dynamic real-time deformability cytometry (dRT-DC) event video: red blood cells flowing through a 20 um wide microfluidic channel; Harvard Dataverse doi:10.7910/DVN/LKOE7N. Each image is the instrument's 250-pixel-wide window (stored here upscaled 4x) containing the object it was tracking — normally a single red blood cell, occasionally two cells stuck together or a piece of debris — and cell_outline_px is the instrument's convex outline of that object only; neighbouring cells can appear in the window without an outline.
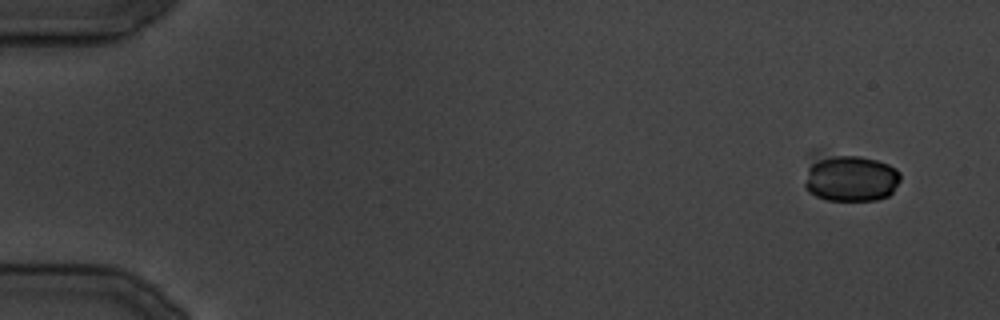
{"species": "common noctule bat (a hibernating species)", "species_latin": "Nyctalus noctula", "temperature_condition": "cold", "stored_images_in_passage": 34, "camera_frame_rate_fps": 3000, "um_per_image_px": 0.085, "animal": {"sex": "male", "body_mass_g": 19.5, "forearm_length_mm": 54.6}, "frame": {"image": 1, "passage_image": 1, "time_ms": 0.0, "image_size_px": [1000, 320], "cell_outline_px": [[900, 180], [892, 192], [888, 196], [876, 200], [824, 200], [808, 192], [804, 188], [804, 184], [808, 152], [812, 148], [820, 148], [860, 156], [876, 160], [888, 164], [896, 168], [900, 172]], "centroid_in_image_um": [72.09, 15.0], "position_along_channel_um": 12.9, "area_um2": 28.32}}
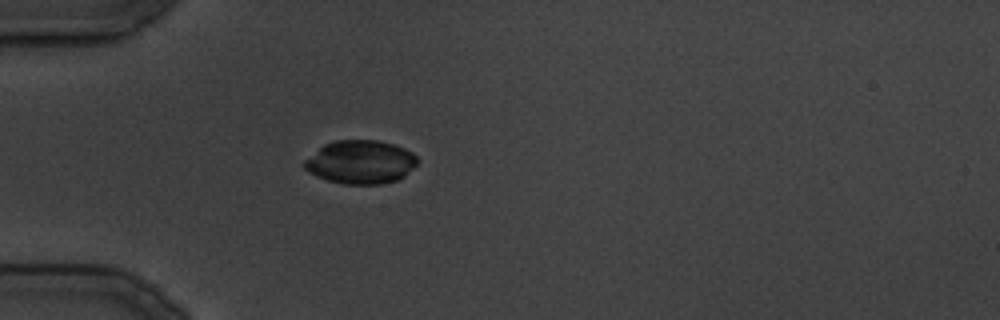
{"frame": {"image": 2, "passage_image": 9, "time_ms": 10.333, "image_size_px": [1000, 320], "cell_outline_px": [[420, 160], [404, 176], [396, 180], [380, 184], [344, 184], [328, 180], [316, 176], [308, 172], [300, 164], [304, 160], [324, 144], [336, 140], [380, 140], [404, 148], [412, 152]], "centroid_in_image_um": [30.62, 13.77], "position_along_channel_um": 54.4, "area_um2": 28.73}}
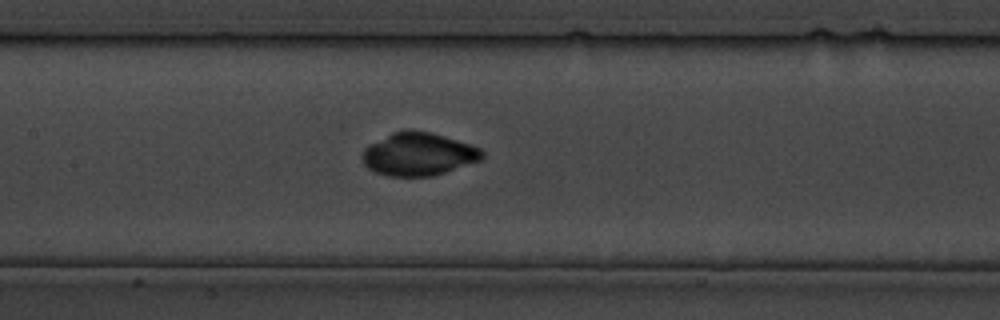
{"frame": {"image": 3, "passage_image": 16, "time_ms": 18.333, "image_size_px": [1000, 320], "cell_outline_px": [[484, 156], [480, 160], [432, 176], [388, 176], [376, 172], [368, 168], [364, 164], [364, 148], [368, 144], [392, 132], [432, 132], [472, 144], [480, 148], [484, 152]], "centroid_in_image_um": [35.59, 13.11], "position_along_channel_um": 171.8, "area_um2": 29.54}}